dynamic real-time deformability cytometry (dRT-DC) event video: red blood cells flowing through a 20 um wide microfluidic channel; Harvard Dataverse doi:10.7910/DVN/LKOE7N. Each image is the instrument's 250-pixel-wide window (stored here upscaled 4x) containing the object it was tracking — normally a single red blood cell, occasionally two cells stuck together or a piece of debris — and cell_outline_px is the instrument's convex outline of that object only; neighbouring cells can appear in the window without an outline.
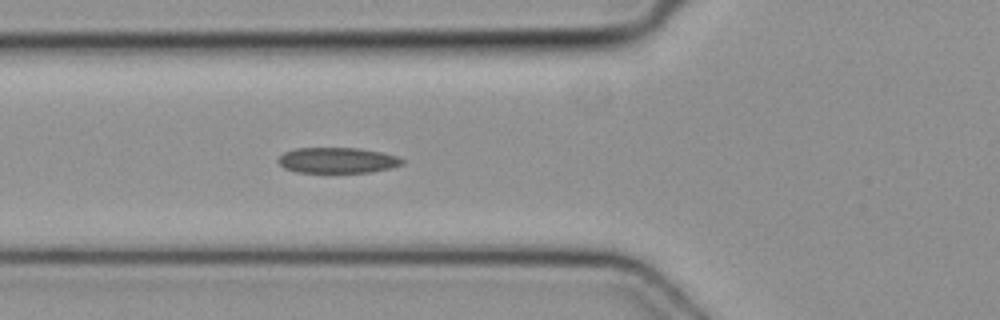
{"species": "common noctule bat (a hibernating species)", "species_latin": "Nyctalus noctula", "temperature_condition": "cold", "stored_images_in_passage": 4, "camera_frame_rate_fps": 3000, "um_per_image_px": 0.085, "animal": {"sex": "female", "body_mass_g": 19.3, "forearm_length_mm": 54.1}, "frame": {"image": 1, "passage_image": 4, "time_ms": 1.0, "image_size_px": [1000, 320], "cell_outline_px": [[404, 164], [392, 168], [372, 172], [296, 172], [284, 168], [276, 160], [284, 152], [296, 148], [360, 148], [380, 152], [396, 156], [404, 160]], "centroid_in_image_um": [28.68, 13.63], "position_along_channel_um": 97.1, "area_um2": 18.55}}